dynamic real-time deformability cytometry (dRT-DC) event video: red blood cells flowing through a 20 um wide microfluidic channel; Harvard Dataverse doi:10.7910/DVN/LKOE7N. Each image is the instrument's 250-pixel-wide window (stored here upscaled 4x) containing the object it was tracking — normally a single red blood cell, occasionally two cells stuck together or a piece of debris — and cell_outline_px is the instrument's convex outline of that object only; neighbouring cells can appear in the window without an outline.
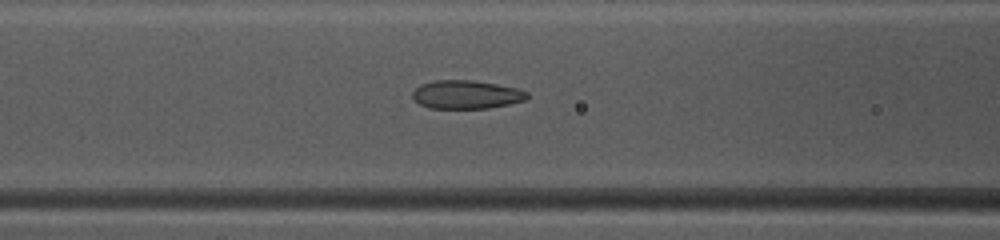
{"species": "common noctule bat (a hibernating species)", "species_latin": "Nyctalus noctula", "temperature_condition": "warm", "stored_images_in_passage": 42, "camera_frame_rate_fps": 3000, "um_per_image_px": 0.085, "animal": {"sex": "female", "body_mass_g": 10.0, "forearm_length_mm": 53.1}, "frame": {"image": 1, "passage_image": 21, "time_ms": 6.667, "image_size_px": [1000, 240], "cell_outline_px": [[528, 96], [524, 100], [508, 104], [488, 108], [428, 108], [420, 104], [412, 96], [412, 92], [420, 84], [432, 80], [472, 80], [520, 88], [528, 92]], "centroid_in_image_um": [39.63, 8.02], "position_along_channel_um": 127.0, "area_um2": 19.02}}
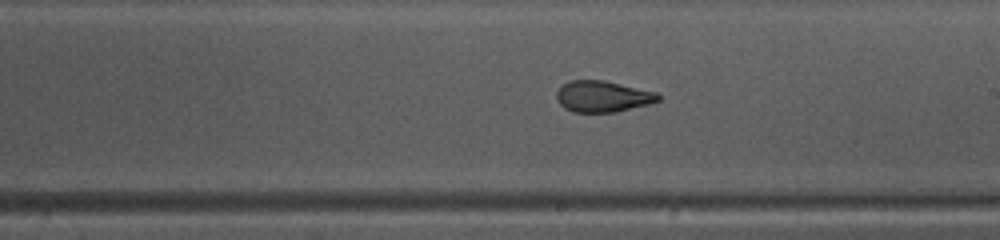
{"frame": {"image": 2, "passage_image": 29, "time_ms": 9.333, "image_size_px": [1000, 240], "cell_outline_px": [[660, 100], [648, 104], [616, 112], [572, 112], [564, 108], [556, 100], [556, 92], [568, 80], [604, 80], [656, 92], [660, 96]], "centroid_in_image_um": [51.2, 8.2], "position_along_channel_um": 237.8, "area_um2": 18.5}}
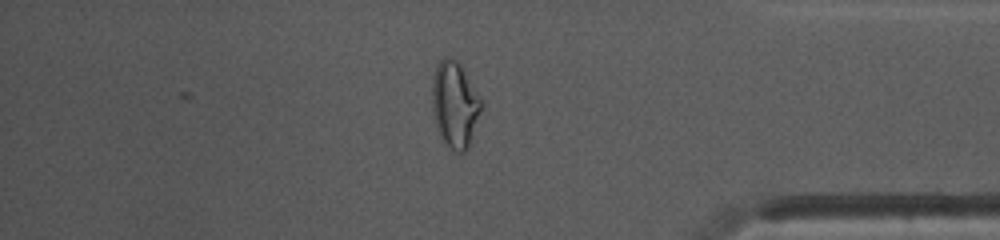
{"frame": {"image": 3, "passage_image": 42, "time_ms": 13.667, "image_size_px": [1000, 240], "cell_outline_px": [[484, 104], [468, 148], [464, 152], [460, 152], [444, 144], [440, 140], [436, 128], [432, 112], [432, 76], [436, 64], [444, 56], [452, 56], [460, 60], [480, 96]], "centroid_in_image_um": [38.65, 8.82], "position_along_channel_um": 396.5, "area_um2": 25.61}, "authors_computed_cell_mechanics": {"area_um2": 19.1896, "velocity_mm_per_s": 4.1428, "shape_relaxation_time_tau1_ms": 6.0896, "shape_relaxation_time_tau2_ms": 0.9683, "deformation_change_tau1": 0.1775, "deformation_change_tau2": 0.0671}}